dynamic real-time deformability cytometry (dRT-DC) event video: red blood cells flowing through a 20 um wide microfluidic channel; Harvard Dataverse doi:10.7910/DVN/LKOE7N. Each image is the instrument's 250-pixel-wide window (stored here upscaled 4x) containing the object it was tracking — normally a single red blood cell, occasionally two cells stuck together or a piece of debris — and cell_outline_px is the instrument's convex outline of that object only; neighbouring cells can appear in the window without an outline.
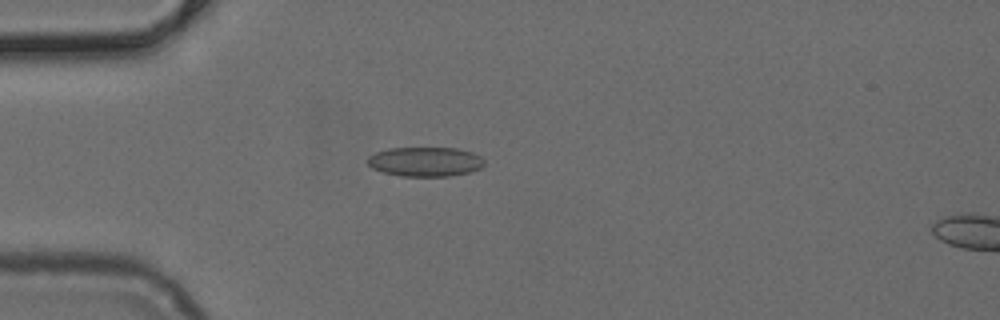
{"species": "common noctule bat (a hibernating species)", "species_latin": "Nyctalus noctula", "temperature_condition": "cold", "stored_images_in_passage": 50, "camera_frame_rate_fps": 3000, "um_per_image_px": 0.085, "animal": {"sex": "female", "body_mass_g": 24.6, "forearm_length_mm": 56.2}, "frame": {"image": 1, "passage_image": 14, "time_ms": 4.333, "image_size_px": [1000, 320], "cell_outline_px": [[484, 164], [480, 168], [468, 172], [448, 176], [400, 176], [384, 172], [372, 168], [368, 164], [368, 156], [376, 152], [388, 148], [456, 148], [472, 152], [480, 156], [484, 160]], "centroid_in_image_um": [36.13, 13.74], "position_along_channel_um": 48.9, "area_um2": 19.94}}
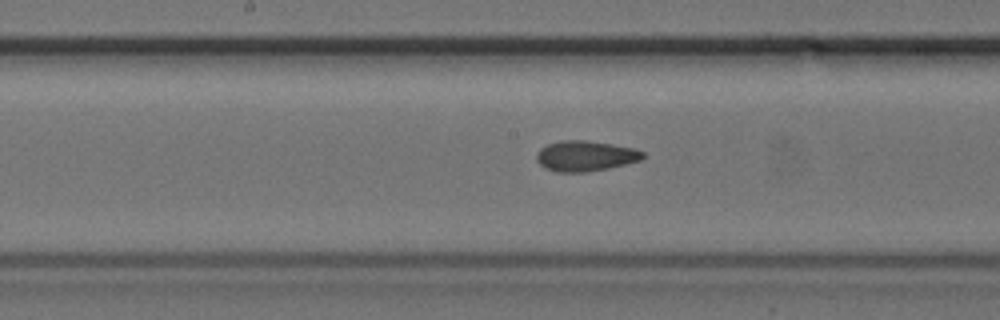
{"frame": {"image": 2, "passage_image": 26, "time_ms": 8.333, "image_size_px": [1000, 320], "cell_outline_px": [[644, 156], [640, 160], [608, 168], [584, 172], [556, 172], [544, 168], [536, 160], [536, 156], [540, 148], [548, 144], [560, 140], [584, 140], [612, 144], [632, 148], [644, 152]], "centroid_in_image_um": [49.71, 13.25], "position_along_channel_um": 198.5, "area_um2": 18.73}}
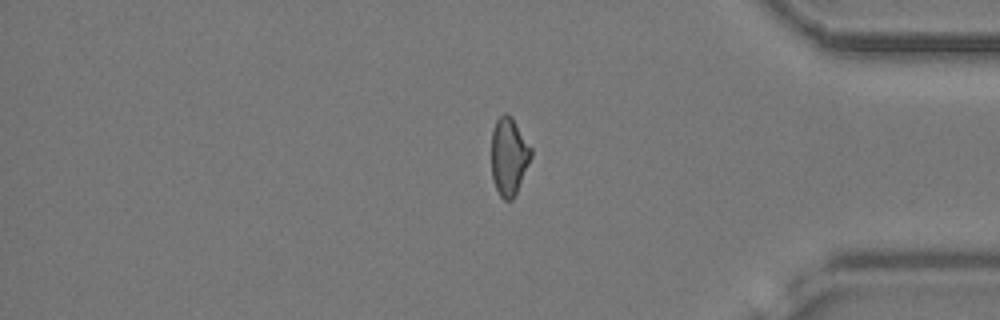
{"frame": {"image": 3, "passage_image": 42, "time_ms": 13.667, "image_size_px": [1000, 320], "cell_outline_px": [[532, 156], [516, 192], [512, 200], [504, 200], [500, 196], [496, 188], [492, 176], [492, 132], [496, 120], [504, 112], [508, 112], [512, 116], [532, 148]], "centroid_in_image_um": [43.26, 13.25], "position_along_channel_um": 391.9, "area_um2": 17.92}}